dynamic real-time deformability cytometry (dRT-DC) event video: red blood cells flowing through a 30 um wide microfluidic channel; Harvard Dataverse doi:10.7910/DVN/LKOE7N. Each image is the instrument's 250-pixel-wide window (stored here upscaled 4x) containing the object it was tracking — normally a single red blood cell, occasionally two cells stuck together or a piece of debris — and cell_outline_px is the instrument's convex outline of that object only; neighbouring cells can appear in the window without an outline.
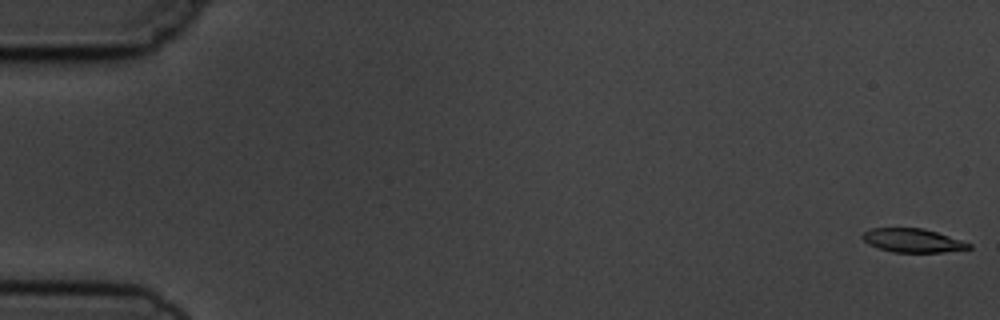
{"species": "common noctule bat (a hibernating species)", "species_latin": "Nyctalus noctula", "temperature_condition": "cold", "stored_images_in_passage": 6, "camera_frame_rate_fps": 3000, "um_per_image_px": 0.085, "animal": {"sex": "male", "body_mass_g": 19.5, "forearm_length_mm": 54.6}, "frame": {"image": 1, "passage_image": 1, "time_ms": 0.0, "image_size_px": [1000, 320], "cell_outline_px": [[972, 248], [944, 252], [892, 252], [868, 244], [860, 236], [864, 232], [872, 228], [924, 228], [972, 244]], "centroid_in_image_um": [77.56, 20.44], "position_along_channel_um": 7.4, "area_um2": 14.57}}
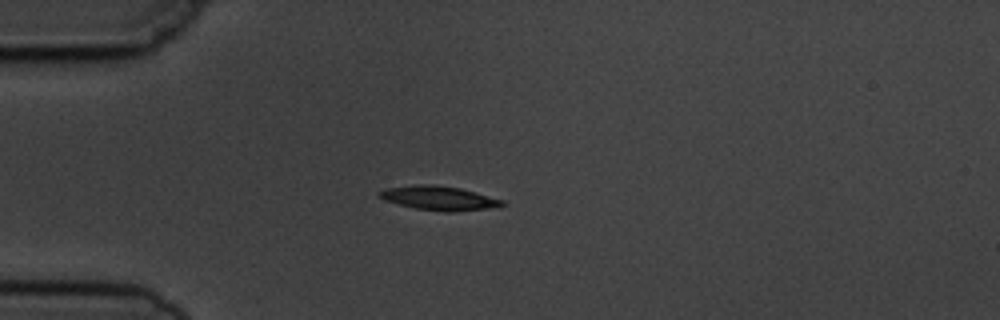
{"frame": {"image": 2, "passage_image": 4, "time_ms": 4.667, "image_size_px": [1000, 320], "cell_outline_px": [[508, 204], [488, 208], [452, 212], [444, 212], [416, 208], [384, 200], [376, 196], [376, 192], [384, 188], [416, 184], [436, 184], [460, 188], [476, 192], [504, 200]], "centroid_in_image_um": [37.28, 16.82], "position_along_channel_um": 47.7, "area_um2": 17.46}}
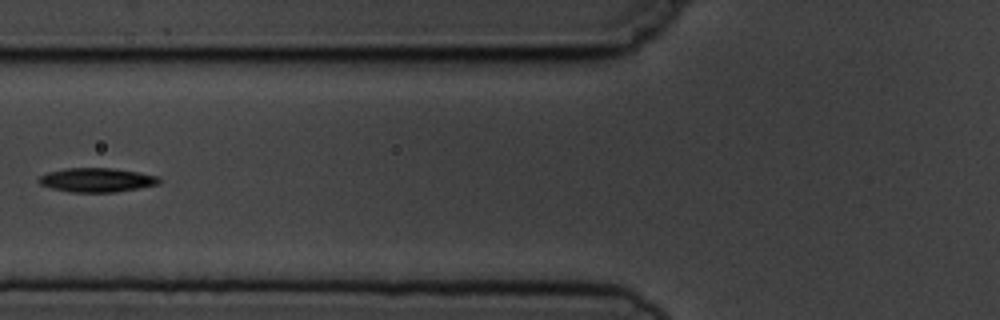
{"frame": {"image": 3, "passage_image": 6, "time_ms": 7.0, "image_size_px": [1000, 320], "cell_outline_px": [[160, 184], [116, 192], [72, 192], [52, 188], [40, 184], [36, 180], [40, 176], [48, 172], [64, 168], [112, 168], [136, 172], [156, 176], [160, 180]], "centroid_in_image_um": [8.19, 15.3], "position_along_channel_um": 117.6, "area_um2": 16.76}}